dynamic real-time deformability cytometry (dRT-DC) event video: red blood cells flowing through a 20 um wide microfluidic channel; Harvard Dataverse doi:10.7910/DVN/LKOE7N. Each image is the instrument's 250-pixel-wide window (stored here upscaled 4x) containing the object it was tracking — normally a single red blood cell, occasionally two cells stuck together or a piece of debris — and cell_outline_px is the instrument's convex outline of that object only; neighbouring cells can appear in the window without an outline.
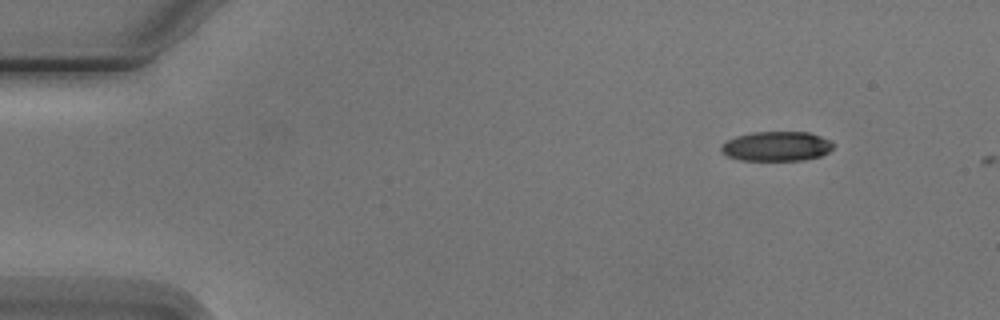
{"species": "Egyptian fruit bat (a non-hibernating species)", "species_latin": "Rousettus aegyptiacus", "temperature_condition": "cold", "stored_images_in_passage": 2, "camera_frame_rate_fps": 3000, "um_per_image_px": 0.085, "animal": {"sex": "male"}, "frame": {"image": 1, "passage_image": 1, "time_ms": 0.0, "image_size_px": [1000, 320], "cell_outline_px": [[832, 148], [828, 152], [820, 156], [804, 160], [740, 160], [728, 156], [720, 152], [720, 144], [736, 136], [752, 132], [808, 132], [820, 136], [828, 140], [832, 144]], "centroid_in_image_um": [65.95, 12.43], "position_along_channel_um": 19.0, "area_um2": 19.31}}